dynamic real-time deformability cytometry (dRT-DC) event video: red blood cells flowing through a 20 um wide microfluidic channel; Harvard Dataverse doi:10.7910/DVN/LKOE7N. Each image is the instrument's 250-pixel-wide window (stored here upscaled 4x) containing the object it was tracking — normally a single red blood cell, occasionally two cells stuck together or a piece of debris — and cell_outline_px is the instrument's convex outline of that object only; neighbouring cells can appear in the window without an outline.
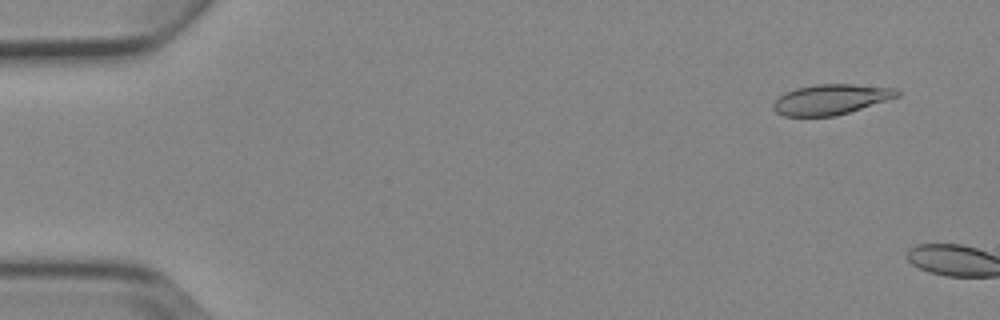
{"species": "Egyptian fruit bat (a non-hibernating species)", "species_latin": "Rousettus aegyptiacus", "temperature_condition": "cold", "stored_images_in_passage": 3, "camera_frame_rate_fps": 3000, "um_per_image_px": 0.085, "animal": {"sex": "female"}, "frame": {"image": 1, "passage_image": 2, "time_ms": 1.0, "image_size_px": [1000, 320], "cell_outline_px": [[900, 96], [836, 116], [784, 116], [776, 112], [772, 108], [772, 104], [784, 92], [796, 88], [816, 84], [852, 84], [896, 88], [900, 92]], "centroid_in_image_um": [70.62, 8.44], "position_along_channel_um": 14.4, "area_um2": 21.85}}